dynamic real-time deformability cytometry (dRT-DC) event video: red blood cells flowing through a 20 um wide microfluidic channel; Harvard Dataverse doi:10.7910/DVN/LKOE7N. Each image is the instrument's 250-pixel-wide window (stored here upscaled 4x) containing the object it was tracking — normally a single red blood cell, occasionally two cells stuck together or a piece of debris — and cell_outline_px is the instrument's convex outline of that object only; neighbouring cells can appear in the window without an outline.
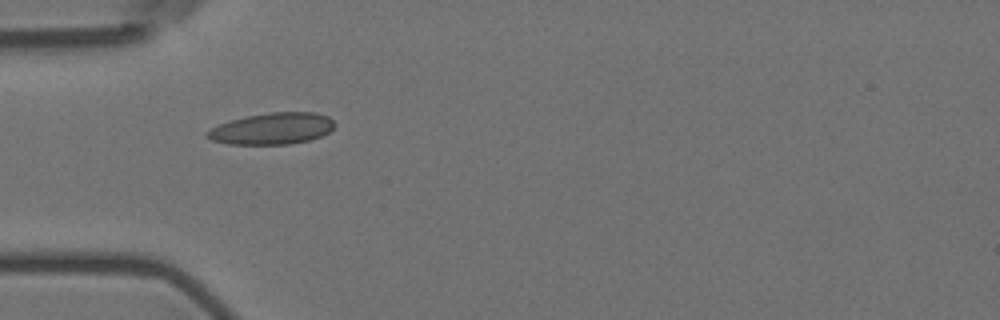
{"species": "Egyptian fruit bat (a non-hibernating species)", "species_latin": "Rousettus aegyptiacus", "temperature_condition": "room temperature", "stored_images_in_passage": 34, "camera_frame_rate_fps": 3000, "um_per_image_px": 0.085, "animal": {"sex": "female"}, "frame": {"image": 1, "passage_image": 1, "time_ms": 0.0, "image_size_px": [1000, 320], "cell_outline_px": [[336, 124], [328, 132], [320, 136], [308, 140], [288, 144], [228, 144], [212, 140], [204, 136], [204, 132], [220, 124], [232, 120], [248, 116], [272, 112], [316, 112], [328, 116]], "centroid_in_image_um": [23.12, 10.93], "position_along_channel_um": 61.9, "area_um2": 23.24}}
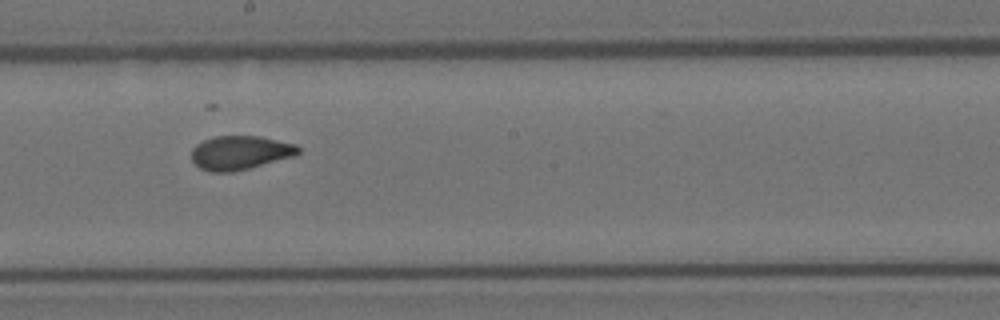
{"frame": {"image": 2, "passage_image": 15, "time_ms": 4.667, "image_size_px": [1000, 320], "cell_outline_px": [[300, 152], [296, 156], [232, 172], [208, 172], [200, 168], [192, 160], [192, 148], [196, 144], [204, 140], [216, 136], [260, 136], [296, 144], [300, 148]], "centroid_in_image_um": [20.42, 12.98], "position_along_channel_um": 227.8, "area_um2": 21.15}}
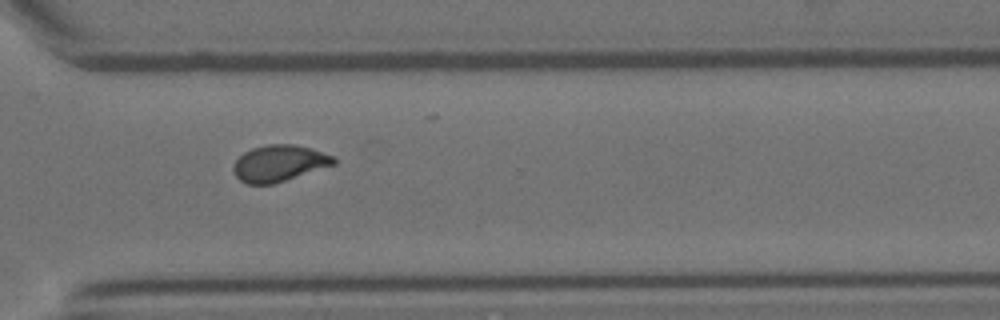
{"frame": {"image": 3, "passage_image": 25, "time_ms": 8.0, "image_size_px": [1000, 320], "cell_outline_px": [[336, 164], [272, 184], [244, 184], [236, 176], [232, 168], [236, 160], [244, 152], [252, 148], [268, 144], [292, 144], [312, 148], [336, 156]], "centroid_in_image_um": [23.74, 13.87], "position_along_channel_um": 346.9, "area_um2": 21.33}, "authors_computed_cell_mechanics": {"area_um2": 21.1548, "velocity_mm_per_s": 3.5805, "shape_relaxation_time_tau1_ms": 9.0939, "shape_relaxation_time_tau2_ms": 1.2599, "deformation_change_tau1": 0.2018, "deformation_change_tau2": 0.057}}